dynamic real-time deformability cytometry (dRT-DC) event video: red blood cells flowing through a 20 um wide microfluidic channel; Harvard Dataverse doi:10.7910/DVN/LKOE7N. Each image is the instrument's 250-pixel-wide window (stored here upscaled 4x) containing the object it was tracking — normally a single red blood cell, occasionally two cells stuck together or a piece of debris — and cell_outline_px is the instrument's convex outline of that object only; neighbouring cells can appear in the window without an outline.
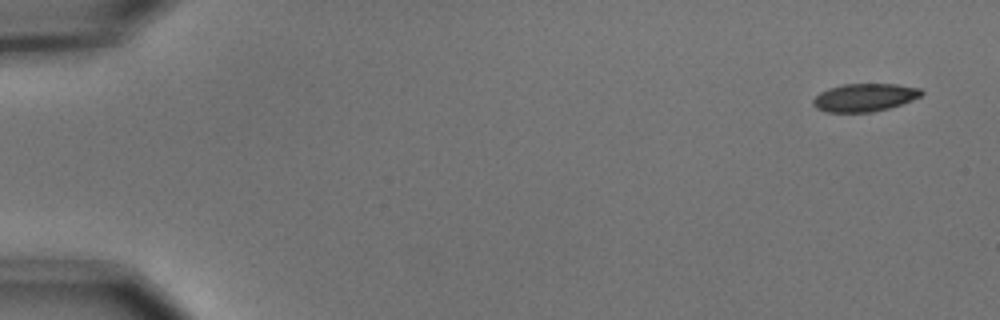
{"species": "common noctule bat (a hibernating species)", "species_latin": "Nyctalus noctula", "temperature_condition": "cold", "stored_images_in_passage": 5, "camera_frame_rate_fps": 3000, "um_per_image_px": 0.085, "animal": {"sex": "male", "body_mass_g": 15.6}, "frame": {"image": 1, "passage_image": 1, "time_ms": 0.0, "image_size_px": [1000, 320], "cell_outline_px": [[924, 92], [920, 96], [912, 100], [888, 108], [872, 112], [824, 112], [816, 108], [812, 104], [812, 100], [820, 92], [828, 88], [844, 84], [896, 84], [920, 88]], "centroid_in_image_um": [73.45, 8.28], "position_along_channel_um": 11.5, "area_um2": 17.63}}
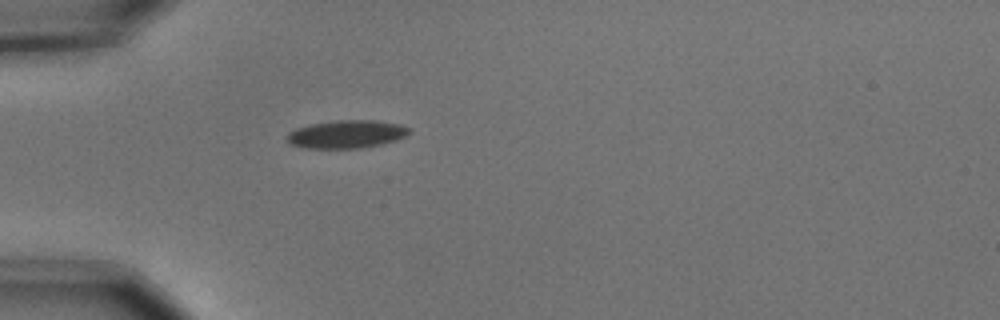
{"frame": {"image": 2, "passage_image": 5, "time_ms": 1.333, "image_size_px": [1000, 320], "cell_outline_px": [[412, 128], [404, 136], [396, 140], [380, 144], [360, 148], [304, 148], [288, 144], [288, 132], [296, 128], [312, 124], [340, 120], [376, 120], [400, 124]], "centroid_in_image_um": [29.45, 11.4], "position_along_channel_um": 55.5, "area_um2": 19.83}}